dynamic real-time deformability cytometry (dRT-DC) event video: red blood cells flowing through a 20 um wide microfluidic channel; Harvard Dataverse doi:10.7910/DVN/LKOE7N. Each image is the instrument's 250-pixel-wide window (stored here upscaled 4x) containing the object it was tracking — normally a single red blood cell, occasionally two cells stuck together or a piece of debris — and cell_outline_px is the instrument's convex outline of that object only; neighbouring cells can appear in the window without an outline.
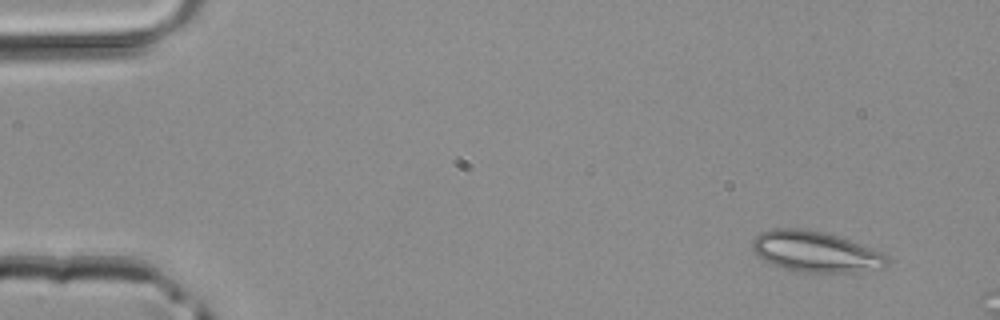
{"species": "common noctule bat (a hibernating species)", "species_latin": "Nyctalus noctula", "temperature_condition": "room temperature", "stored_images_in_passage": 2, "camera_frame_rate_fps": 3000, "um_per_image_px": 0.085, "animal": {"sex": "male", "body_mass_g": 20.4}, "frame": {"image": 1, "passage_image": 1, "time_ms": 0.0, "image_size_px": [1000, 320], "cell_outline_px": [[888, 264], [884, 268], [852, 272], [800, 272], [784, 268], [772, 264], [756, 256], [752, 248], [752, 240], [760, 232], [772, 228], [800, 228], [824, 232], [840, 236], [884, 252], [888, 256]], "centroid_in_image_um": [69.33, 21.38], "position_along_channel_um": 15.7, "area_um2": 32.37}}